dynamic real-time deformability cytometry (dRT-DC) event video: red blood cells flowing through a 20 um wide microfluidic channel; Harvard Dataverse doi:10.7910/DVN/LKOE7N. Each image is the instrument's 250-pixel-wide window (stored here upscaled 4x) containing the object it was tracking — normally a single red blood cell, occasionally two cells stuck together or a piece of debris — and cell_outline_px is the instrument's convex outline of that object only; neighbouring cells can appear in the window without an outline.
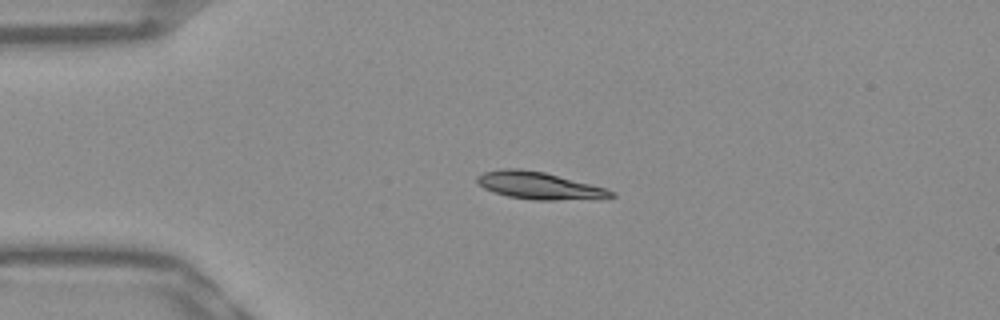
{"species": "Egyptian fruit bat (a non-hibernating species)", "species_latin": "Rousettus aegyptiacus", "temperature_condition": "warm", "stored_images_in_passage": 41, "camera_frame_rate_fps": 3000, "um_per_image_px": 0.085, "frame": {"image": 1, "passage_image": 1, "time_ms": 0.0, "image_size_px": [1000, 320], "cell_outline_px": [[616, 196], [608, 200], [532, 200], [508, 196], [484, 188], [476, 180], [476, 176], [484, 172], [504, 168], [520, 168], [544, 172], [608, 188], [616, 192]], "centroid_in_image_um": [45.98, 15.8], "position_along_channel_um": 39.0, "area_um2": 21.79}}
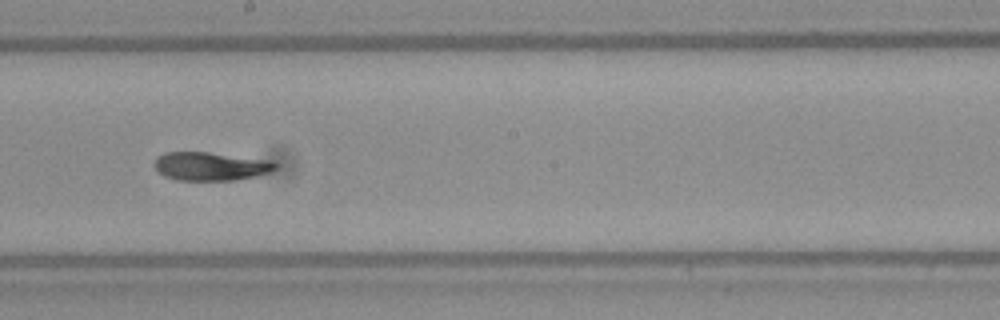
{"frame": {"image": 2, "passage_image": 18, "time_ms": 5.667, "image_size_px": [1000, 320], "cell_outline_px": [[280, 164], [272, 172], [256, 176], [236, 180], [176, 180], [164, 176], [152, 164], [160, 156], [168, 152], [208, 152], [272, 160]], "centroid_in_image_um": [17.98, 14.14], "position_along_channel_um": 230.2, "area_um2": 20.17}}
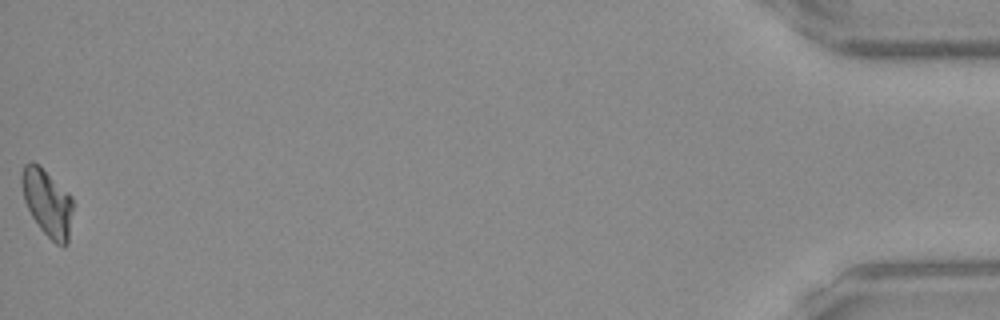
{"frame": {"image": 3, "passage_image": 41, "time_ms": 13.333, "image_size_px": [1000, 320], "cell_outline_px": [[72, 208], [68, 244], [64, 248], [56, 244], [40, 228], [32, 216], [24, 200], [20, 184], [20, 172], [24, 164], [28, 160], [32, 160], [40, 164], [72, 196]], "centroid_in_image_um": [3.99, 17.17], "position_along_channel_um": 431.2, "area_um2": 20.4}, "authors_computed_cell_mechanics": {"area_um2": 20.519, "velocity_mm_per_s": 3.9082, "shape_relaxation_time_tau1_ms": 5.2282, "shape_relaxation_time_tau2_ms": 3.1537, "deformation_change_tau1": 0.1973, "deformation_change_tau2": 0.0727}}